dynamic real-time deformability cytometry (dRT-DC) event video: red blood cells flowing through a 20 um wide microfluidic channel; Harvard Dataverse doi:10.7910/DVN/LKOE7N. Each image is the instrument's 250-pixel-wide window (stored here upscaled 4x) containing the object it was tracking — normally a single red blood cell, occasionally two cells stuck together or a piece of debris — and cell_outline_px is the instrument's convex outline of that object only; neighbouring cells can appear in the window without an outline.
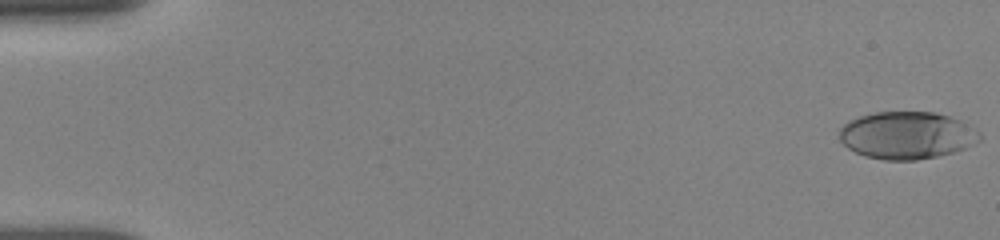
{"species": "human", "species_latin": "Homo sapiens", "temperature_condition": "room temperature", "stored_images_in_passage": 5, "camera_frame_rate_fps": 3000, "um_per_image_px": 0.085, "donor": {"sex": "female"}, "frame": {"image": 1, "passage_image": 1, "time_ms": 0.0, "image_size_px": [1000, 240], "cell_outline_px": [[980, 140], [964, 148], [952, 152], [936, 156], [916, 160], [884, 160], [864, 156], [848, 148], [840, 140], [840, 128], [848, 120], [860, 116], [876, 112], [936, 112], [960, 120], [980, 132]], "centroid_in_image_um": [77.06, 11.5], "position_along_channel_um": 7.9, "area_um2": 38.55}}
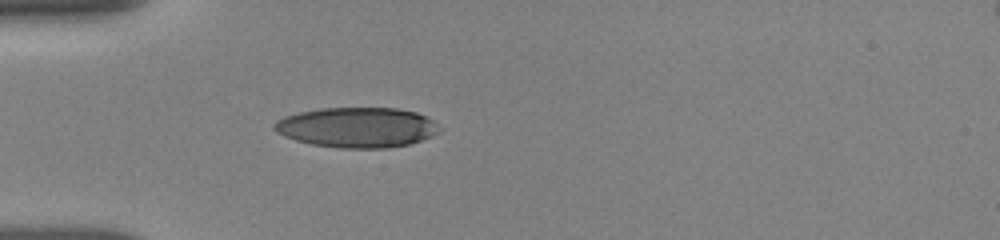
{"frame": {"image": 2, "passage_image": 5, "time_ms": 5.0, "image_size_px": [1000, 240], "cell_outline_px": [[444, 128], [440, 132], [432, 136], [408, 144], [388, 148], [340, 148], [312, 144], [296, 140], [284, 136], [276, 132], [272, 128], [272, 124], [276, 120], [284, 116], [300, 112], [320, 108], [396, 108], [416, 112], [428, 116]], "centroid_in_image_um": [30.38, 10.82], "position_along_channel_um": 54.6, "area_um2": 39.02}}